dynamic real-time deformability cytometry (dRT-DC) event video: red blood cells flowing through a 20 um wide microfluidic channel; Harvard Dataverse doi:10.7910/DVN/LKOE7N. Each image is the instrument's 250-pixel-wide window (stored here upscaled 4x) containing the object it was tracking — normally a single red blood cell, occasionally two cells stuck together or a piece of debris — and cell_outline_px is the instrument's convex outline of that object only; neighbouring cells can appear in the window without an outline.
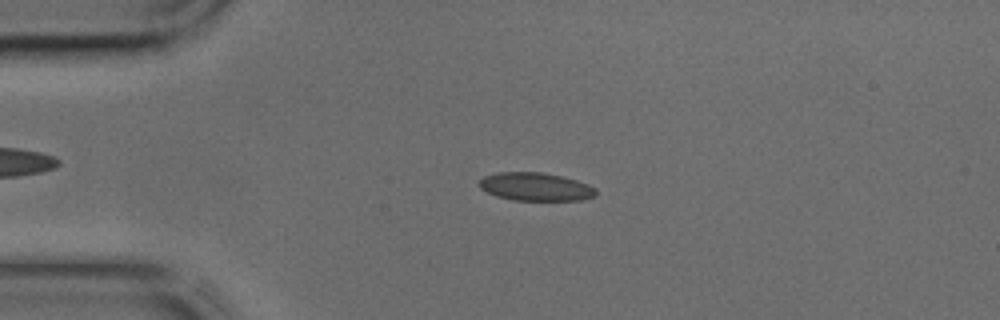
{"species": "common noctule bat (a hibernating species)", "species_latin": "Nyctalus noctula", "temperature_condition": "cold", "stored_images_in_passage": 42, "camera_frame_rate_fps": 3000, "um_per_image_px": 0.085, "animal": {"sex": "male", "body_mass_g": 17.9, "forearm_length_mm": 54.2}, "frame": {"image": 1, "passage_image": 8, "time_ms": 2.333, "image_size_px": [1000, 320], "cell_outline_px": [[596, 196], [580, 200], [512, 200], [496, 196], [480, 188], [480, 180], [484, 176], [496, 172], [540, 172], [560, 176], [576, 180], [588, 184], [596, 188]], "centroid_in_image_um": [45.52, 15.87], "position_along_channel_um": 39.5, "area_um2": 19.07}}
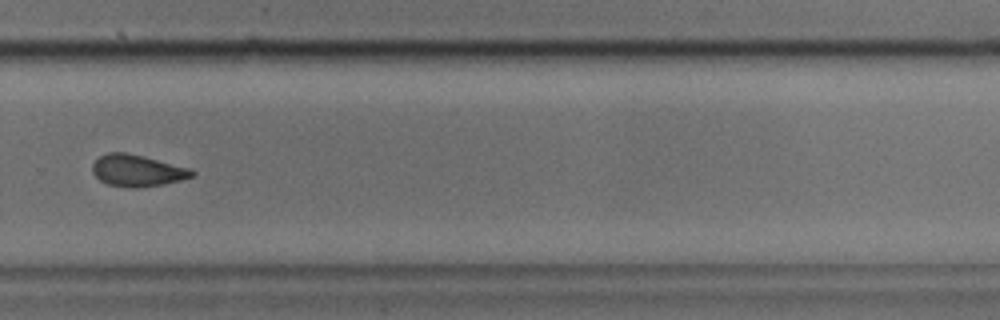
{"frame": {"image": 2, "passage_image": 28, "time_ms": 9.0, "image_size_px": [1000, 320], "cell_outline_px": [[196, 172], [192, 176], [180, 180], [164, 184], [136, 188], [132, 188], [108, 184], [100, 180], [92, 172], [92, 164], [100, 156], [108, 152], [124, 152], [144, 156], [192, 168]], "centroid_in_image_um": [11.68, 14.49], "position_along_channel_um": 318.1, "area_um2": 18.44}}
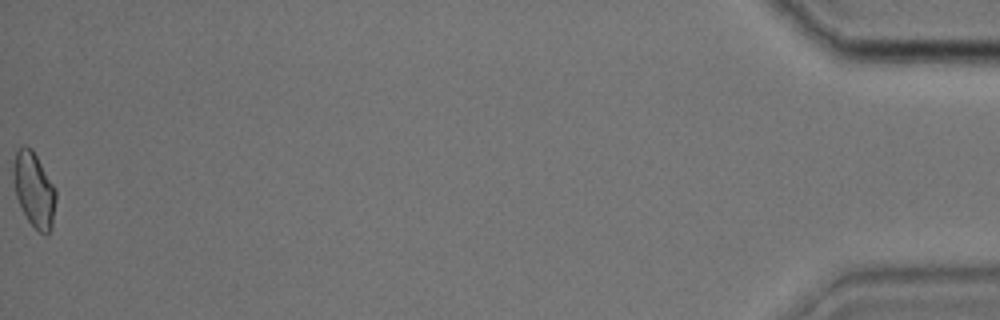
{"frame": {"image": 3, "passage_image": 42, "time_ms": 13.667, "image_size_px": [1000, 320], "cell_outline_px": [[56, 200], [52, 224], [48, 236], [44, 236], [28, 220], [16, 196], [12, 172], [12, 164], [16, 152], [24, 144], [32, 148], [56, 188]], "centroid_in_image_um": [2.9, 16.1], "position_along_channel_um": 432.3, "area_um2": 18.61}}